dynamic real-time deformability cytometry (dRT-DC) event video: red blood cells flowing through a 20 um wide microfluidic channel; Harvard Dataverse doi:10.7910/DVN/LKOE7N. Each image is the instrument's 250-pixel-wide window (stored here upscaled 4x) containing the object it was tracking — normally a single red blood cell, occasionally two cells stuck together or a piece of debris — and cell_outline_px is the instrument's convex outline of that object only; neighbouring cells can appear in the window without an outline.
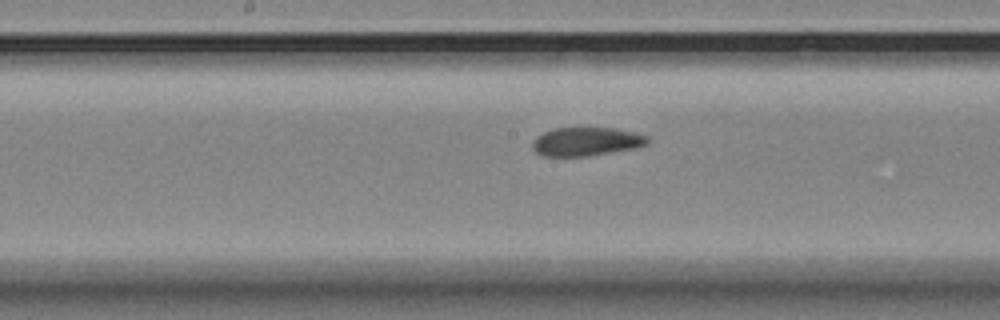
{"species": "Egyptian fruit bat (a non-hibernating species)", "species_latin": "Rousettus aegyptiacus", "temperature_condition": "room temperature", "stored_images_in_passage": 12, "camera_frame_rate_fps": 3000, "um_per_image_px": 0.085, "animal": {"sex": "female"}, "frame": {"image": 1, "passage_image": 10, "time_ms": 11.333, "image_size_px": [1000, 320], "cell_outline_px": [[648, 144], [632, 148], [588, 156], [544, 156], [536, 152], [532, 148], [532, 140], [536, 136], [544, 132], [556, 128], [612, 128], [632, 132], [648, 136]], "centroid_in_image_um": [49.78, 12.03], "position_along_channel_um": 198.4, "area_um2": 18.96}}
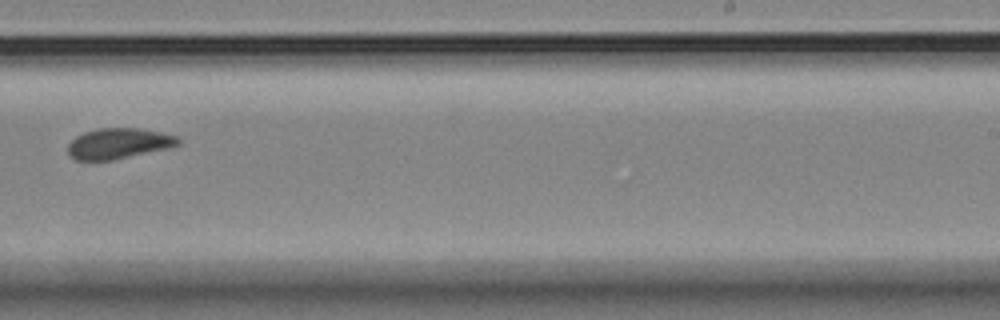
{"frame": {"image": 2, "passage_image": 12, "time_ms": 13.667, "image_size_px": [1000, 320], "cell_outline_px": [[180, 144], [168, 148], [112, 160], [76, 160], [68, 152], [68, 144], [76, 136], [84, 132], [96, 128], [140, 128], [160, 132], [176, 136], [180, 140]], "centroid_in_image_um": [10.07, 12.18], "position_along_channel_um": 278.9, "area_um2": 19.54}}